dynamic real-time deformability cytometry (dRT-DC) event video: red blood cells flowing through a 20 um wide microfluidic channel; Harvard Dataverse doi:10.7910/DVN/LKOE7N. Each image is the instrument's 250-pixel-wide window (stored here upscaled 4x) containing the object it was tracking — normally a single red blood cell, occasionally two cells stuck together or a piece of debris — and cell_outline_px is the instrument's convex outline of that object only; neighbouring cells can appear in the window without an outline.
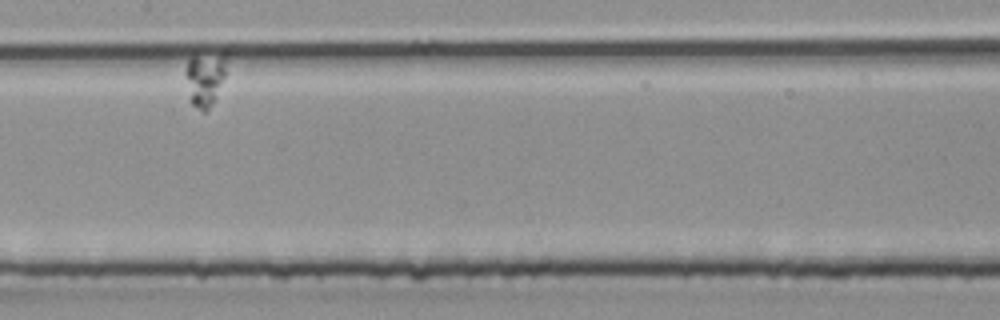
{"species": "common noctule bat (a hibernating species)", "species_latin": "Nyctalus noctula", "temperature_condition": "room temperature", "stored_images_in_passage": 7, "segment_of_instrument_passage": [1, 2], "camera_frame_rate_fps": 3000, "um_per_image_px": 0.085, "animal": {"sex": "male", "body_mass_g": 20.4}, "frame": {"image": 1, "passage_image": 4, "time_ms": 1.0, "image_size_px": [1000, 320], "cell_outline_px": [[228, 52], [224, 76], [212, 104], [204, 112], [192, 104], [188, 100], [184, 72], [188, 60], [192, 56], [224, 48]], "centroid_in_image_um": [17.43, 6.57], "position_along_channel_um": 190.0, "area_um2": 13.64}}
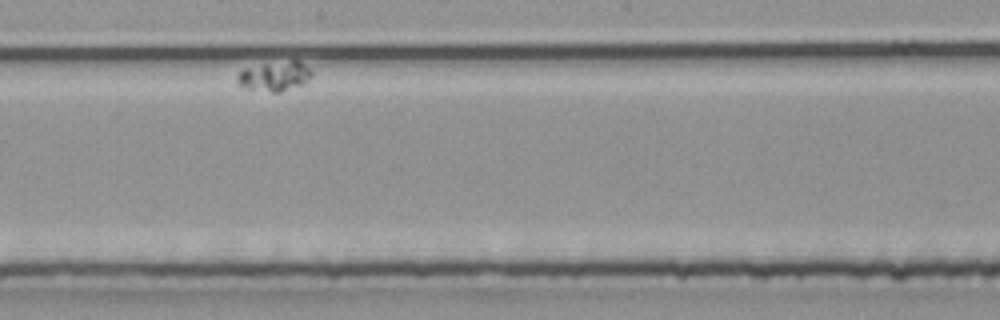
{"frame": {"image": 2, "passage_image": 5, "time_ms": 1.333, "image_size_px": [1000, 320], "cell_outline_px": [[312, 76], [304, 84], [280, 92], [272, 92], [244, 88], [236, 80], [236, 76], [244, 68], [264, 64], [292, 60], [300, 60], [312, 68]], "centroid_in_image_um": [23.39, 6.47], "position_along_channel_um": 224.8, "area_um2": 13.01}}
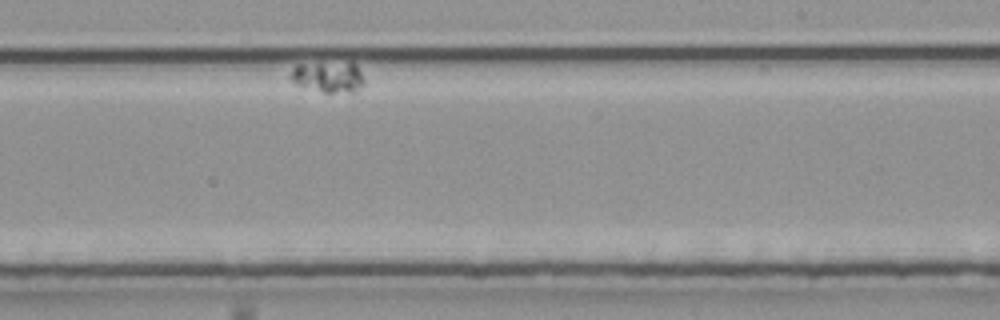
{"frame": {"image": 3, "passage_image": 6, "time_ms": 1.667, "image_size_px": [1000, 320], "cell_outline_px": [[364, 84], [356, 92], [324, 92], [296, 84], [288, 80], [288, 76], [292, 68], [300, 64], [356, 64], [364, 80]], "centroid_in_image_um": [27.87, 6.57], "position_along_channel_um": 261.1, "area_um2": 12.95}}